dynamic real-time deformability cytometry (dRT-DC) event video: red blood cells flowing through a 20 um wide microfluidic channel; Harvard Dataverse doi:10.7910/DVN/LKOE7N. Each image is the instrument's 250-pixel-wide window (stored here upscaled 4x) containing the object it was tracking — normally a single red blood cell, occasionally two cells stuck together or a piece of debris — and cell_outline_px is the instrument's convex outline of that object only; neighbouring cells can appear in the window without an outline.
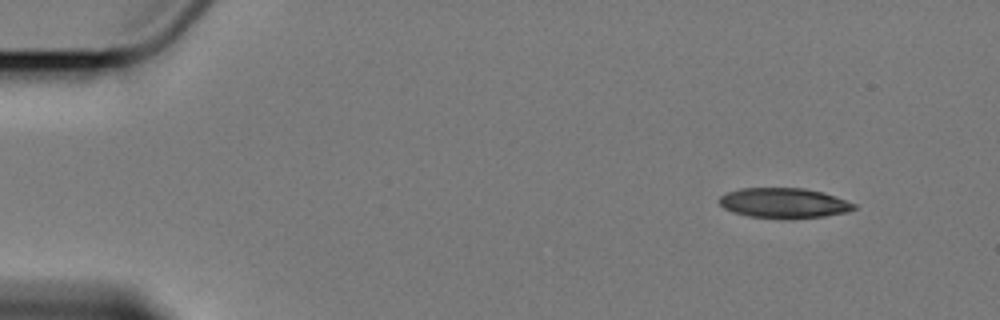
{"species": "Egyptian fruit bat (a non-hibernating species)", "species_latin": "Rousettus aegyptiacus", "temperature_condition": "cold", "stored_images_in_passage": 4, "camera_frame_rate_fps": 3000, "um_per_image_px": 0.085, "animal": {"sex": "female"}, "frame": {"image": 1, "passage_image": 1, "time_ms": 0.0, "image_size_px": [1000, 320], "cell_outline_px": [[856, 208], [848, 212], [824, 216], [792, 220], [748, 216], [732, 212], [724, 208], [720, 204], [720, 196], [728, 192], [740, 188], [804, 188], [824, 192], [856, 204]], "centroid_in_image_um": [66.65, 17.27], "position_along_channel_um": 18.3, "area_um2": 23.93}}
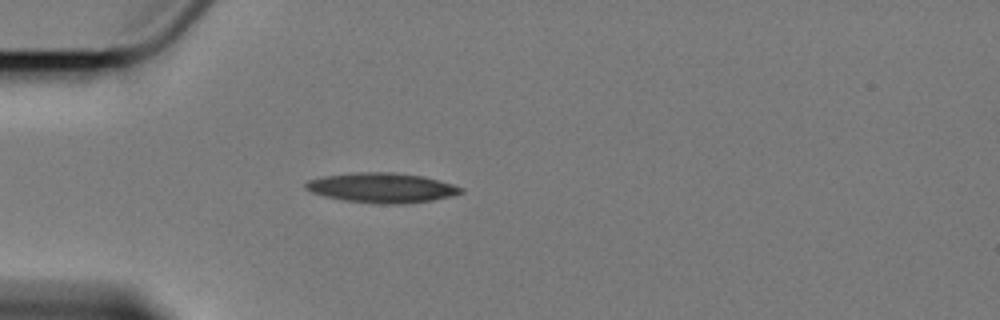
{"frame": {"image": 2, "passage_image": 4, "time_ms": 3.667, "image_size_px": [1000, 320], "cell_outline_px": [[464, 192], [452, 196], [432, 200], [400, 204], [380, 204], [344, 200], [324, 196], [312, 192], [304, 188], [304, 184], [308, 180], [324, 176], [360, 172], [392, 172], [424, 176], [452, 184], [464, 188]], "centroid_in_image_um": [32.47, 15.96], "position_along_channel_um": 52.5, "area_um2": 26.93}}